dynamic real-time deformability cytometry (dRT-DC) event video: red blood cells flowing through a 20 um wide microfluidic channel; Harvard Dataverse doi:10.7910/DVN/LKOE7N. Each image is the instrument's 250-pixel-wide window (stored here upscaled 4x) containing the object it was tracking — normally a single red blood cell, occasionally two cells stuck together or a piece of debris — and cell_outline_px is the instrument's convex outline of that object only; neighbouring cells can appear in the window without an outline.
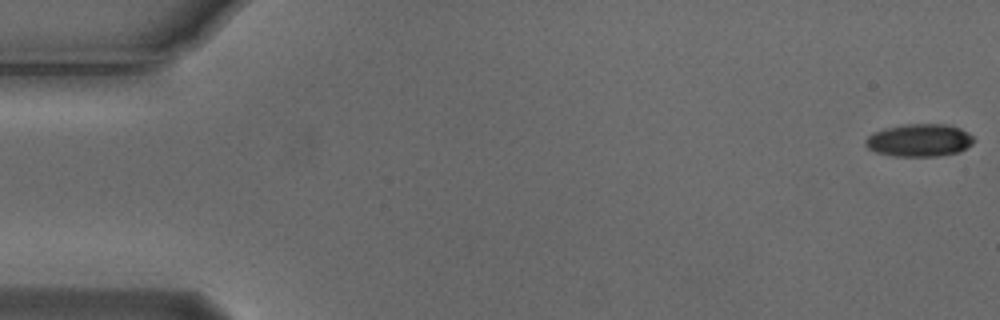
{"species": "Egyptian fruit bat (a non-hibernating species)", "species_latin": "Rousettus aegyptiacus", "temperature_condition": "cold", "stored_images_in_passage": 55, "camera_frame_rate_fps": 3000, "um_per_image_px": 0.085, "animal": {"sex": "male"}, "frame": {"image": 1, "passage_image": 1, "time_ms": 0.0, "image_size_px": [1000, 320], "cell_outline_px": [[976, 140], [972, 144], [960, 152], [940, 156], [892, 156], [876, 152], [868, 148], [864, 144], [864, 140], [872, 132], [884, 128], [904, 124], [948, 124], [960, 128], [968, 132]], "centroid_in_image_um": [78.14, 11.92], "position_along_channel_um": 6.9, "area_um2": 20.92}}
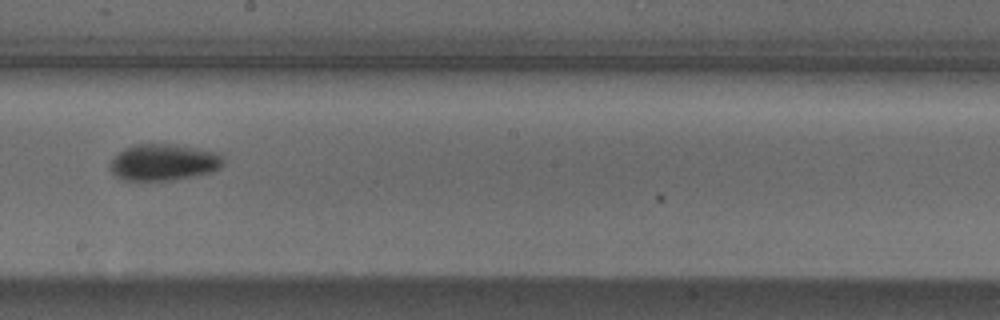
{"frame": {"image": 2, "passage_image": 31, "time_ms": 10.0, "image_size_px": [1000, 320], "cell_outline_px": [[224, 164], [220, 168], [212, 172], [168, 180], [124, 180], [116, 176], [112, 172], [108, 164], [116, 152], [132, 144], [172, 144], [220, 152], [224, 160]], "centroid_in_image_um": [13.88, 13.77], "position_along_channel_um": 234.3, "area_um2": 24.28}}
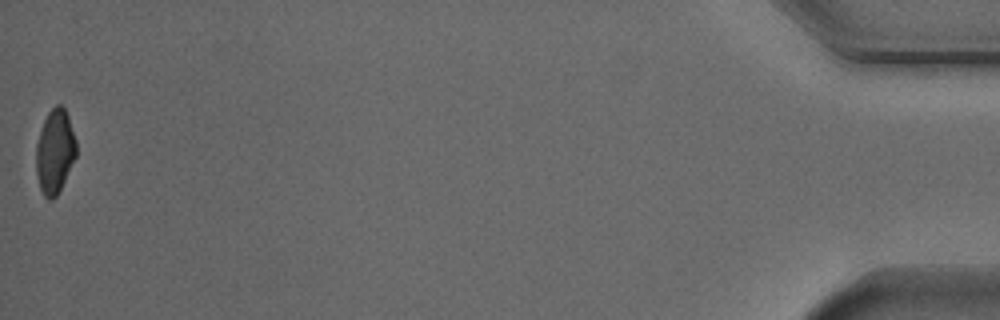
{"frame": {"image": 3, "passage_image": 55, "time_ms": 18.0, "image_size_px": [1000, 320], "cell_outline_px": [[76, 156], [56, 196], [52, 200], [48, 200], [44, 196], [40, 188], [36, 172], [36, 144], [44, 120], [48, 112], [56, 104], [60, 104], [64, 108], [68, 116], [76, 140]], "centroid_in_image_um": [4.66, 12.87], "position_along_channel_um": 430.5, "area_um2": 19.48}, "authors_computed_cell_mechanics": {"area_um2": 21.8484, "velocity_mm_per_s": 3.7348, "shape_relaxation_time_tau1_ms": 2.7257, "shape_relaxation_time_tau2_ms": null, "deformation_change_tau1": 0.116, "deformation_change_tau2": null}}